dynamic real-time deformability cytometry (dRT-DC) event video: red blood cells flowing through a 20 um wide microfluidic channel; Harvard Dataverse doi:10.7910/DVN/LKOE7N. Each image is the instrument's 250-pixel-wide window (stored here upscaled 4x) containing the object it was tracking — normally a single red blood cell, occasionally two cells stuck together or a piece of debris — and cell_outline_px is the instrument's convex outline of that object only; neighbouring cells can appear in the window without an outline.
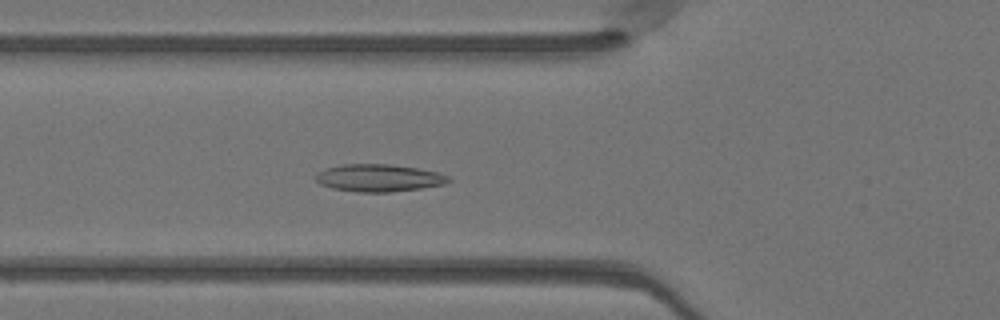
{"species": "Egyptian fruit bat (a non-hibernating species)", "species_latin": "Rousettus aegyptiacus", "temperature_condition": "warm", "stored_images_in_passage": 50, "camera_frame_rate_fps": 3000, "um_per_image_px": 0.085, "animal": {"sex": "female"}, "frame": {"image": 1, "passage_image": 18, "time_ms": 5.667, "image_size_px": [1000, 320], "cell_outline_px": [[452, 180], [444, 184], [420, 188], [392, 192], [360, 192], [332, 188], [320, 184], [316, 180], [316, 172], [340, 164], [392, 164], [420, 168], [436, 172], [448, 176]], "centroid_in_image_um": [32.2, 15.11], "position_along_channel_um": 93.6, "area_um2": 21.21}}
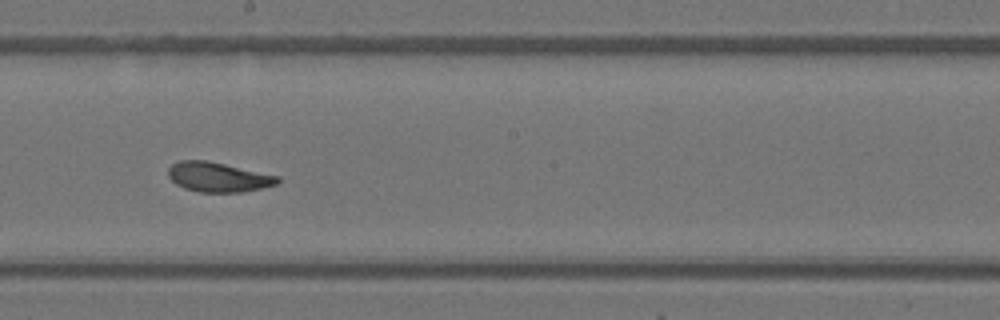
{"frame": {"image": 2, "passage_image": 28, "time_ms": 9.0, "image_size_px": [1000, 320], "cell_outline_px": [[280, 180], [276, 184], [260, 188], [240, 192], [200, 192], [184, 188], [176, 184], [168, 176], [168, 168], [172, 164], [180, 160], [208, 160], [280, 176]], "centroid_in_image_um": [18.53, 15.04], "position_along_channel_um": 229.7, "area_um2": 18.9}}
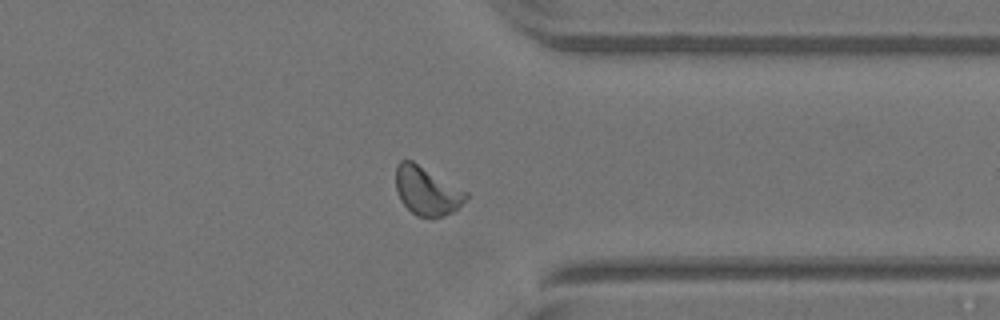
{"frame": {"image": 3, "passage_image": 39, "time_ms": 12.667, "image_size_px": [1000, 320], "cell_outline_px": [[468, 196], [452, 212], [444, 216], [416, 216], [400, 200], [396, 188], [396, 164], [400, 160], [412, 160], [468, 192]], "centroid_in_image_um": [36.25, 16.2], "position_along_channel_um": 375.1, "area_um2": 19.54}, "authors_computed_cell_mechanics": {"area_um2": 19.5653, "velocity_mm_per_s": 4.0676, "shape_relaxation_time_tau1_ms": 4.4469, "shape_relaxation_time_tau2_ms": 1.6098, "deformation_change_tau1": 0.1272, "deformation_change_tau2": 0.0691}}